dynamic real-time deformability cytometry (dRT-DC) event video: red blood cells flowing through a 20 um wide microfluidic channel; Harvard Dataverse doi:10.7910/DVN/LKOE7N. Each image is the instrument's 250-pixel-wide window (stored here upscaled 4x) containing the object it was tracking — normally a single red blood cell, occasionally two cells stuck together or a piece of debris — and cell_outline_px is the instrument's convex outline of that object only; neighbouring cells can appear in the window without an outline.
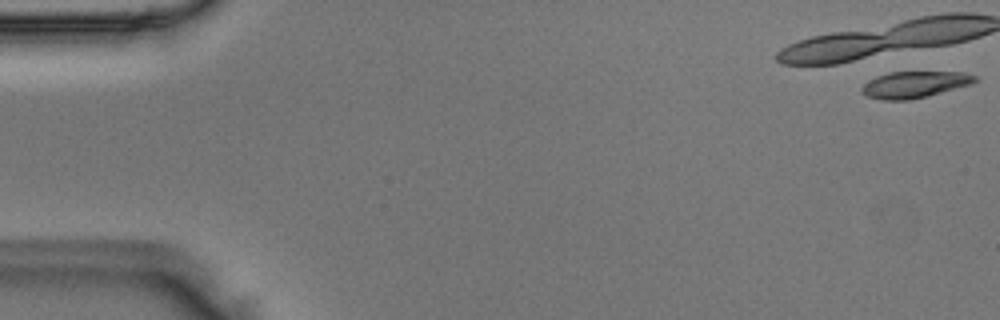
{"species": "Egyptian fruit bat (a non-hibernating species)", "species_latin": "Rousettus aegyptiacus", "temperature_condition": "room temperature", "stored_images_in_passage": 17, "camera_frame_rate_fps": 3000, "um_per_image_px": 0.085, "animal": {"sex": "male"}, "frame": {"image": 1, "passage_image": 1, "time_ms": 0.0, "image_size_px": [1000, 320], "cell_outline_px": [[980, 80], [972, 84], [928, 96], [908, 100], [884, 100], [868, 96], [860, 92], [860, 88], [864, 84], [876, 76], [888, 72], [964, 72], [976, 76]], "centroid_in_image_um": [77.76, 7.18], "position_along_channel_um": 7.2, "area_um2": 17.57}}